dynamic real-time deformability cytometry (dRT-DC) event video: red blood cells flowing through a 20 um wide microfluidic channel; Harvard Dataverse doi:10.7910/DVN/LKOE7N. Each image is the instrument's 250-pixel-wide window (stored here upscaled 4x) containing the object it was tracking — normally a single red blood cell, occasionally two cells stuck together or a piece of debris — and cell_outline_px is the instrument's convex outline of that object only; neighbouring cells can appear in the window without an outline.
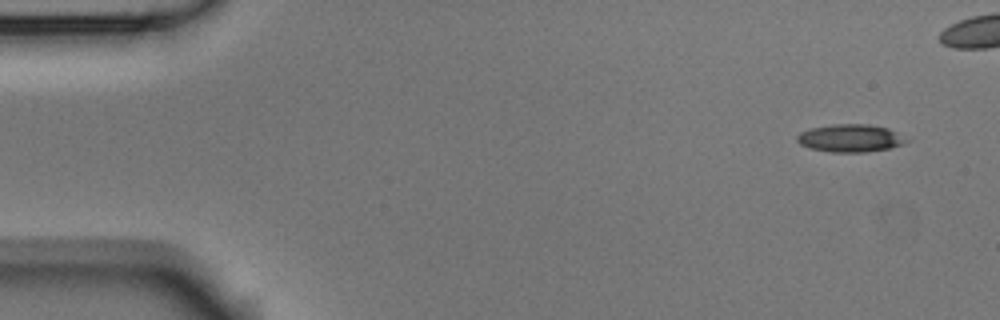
{"species": "Egyptian fruit bat (a non-hibernating species)", "species_latin": "Rousettus aegyptiacus", "temperature_condition": "room temperature", "stored_images_in_passage": 3, "camera_frame_rate_fps": 3000, "um_per_image_px": 0.085, "animal": {"sex": "male"}, "frame": {"image": 1, "passage_image": 1, "time_ms": 0.0, "image_size_px": [1000, 320], "cell_outline_px": [[912, 140], [904, 144], [888, 148], [864, 152], [832, 152], [808, 148], [800, 144], [796, 140], [796, 136], [800, 132], [808, 128], [832, 124], [868, 124], [888, 128]], "centroid_in_image_um": [72.27, 11.74], "position_along_channel_um": 12.7, "area_um2": 17.86}}